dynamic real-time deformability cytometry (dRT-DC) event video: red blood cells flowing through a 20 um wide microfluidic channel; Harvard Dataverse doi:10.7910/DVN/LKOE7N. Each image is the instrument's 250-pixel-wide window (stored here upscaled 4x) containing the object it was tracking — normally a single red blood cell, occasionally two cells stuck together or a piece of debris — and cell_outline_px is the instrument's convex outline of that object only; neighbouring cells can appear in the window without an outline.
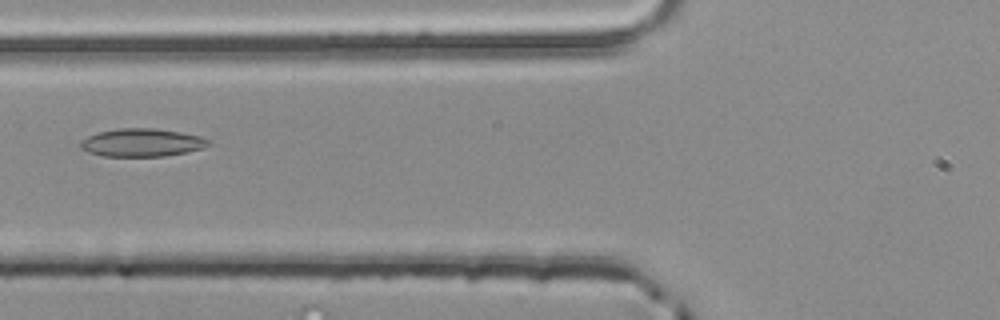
{"species": "common noctule bat (a hibernating species)", "species_latin": "Nyctalus noctula", "temperature_condition": "room temperature", "stored_images_in_passage": 5, "camera_frame_rate_fps": 3000, "um_per_image_px": 0.085, "animal": {"sex": "male", "body_mass_g": 20.4}, "frame": {"image": 1, "passage_image": 5, "time_ms": 1.333, "image_size_px": [1000, 320], "cell_outline_px": [[212, 144], [204, 148], [188, 152], [164, 156], [104, 156], [88, 152], [80, 148], [80, 140], [96, 132], [116, 128], [156, 128], [180, 132], [200, 136], [212, 140]], "centroid_in_image_um": [12.08, 12.11], "position_along_channel_um": 113.7, "area_um2": 21.21}}